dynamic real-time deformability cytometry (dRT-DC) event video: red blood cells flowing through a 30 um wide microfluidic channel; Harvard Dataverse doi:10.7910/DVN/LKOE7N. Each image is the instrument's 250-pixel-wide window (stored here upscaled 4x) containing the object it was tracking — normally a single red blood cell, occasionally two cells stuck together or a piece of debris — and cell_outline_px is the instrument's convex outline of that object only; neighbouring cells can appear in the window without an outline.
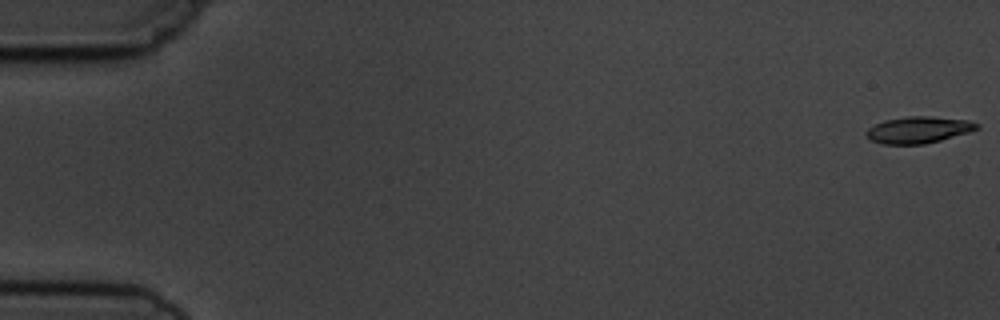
{"species": "common noctule bat (a hibernating species)", "species_latin": "Nyctalus noctula", "temperature_condition": "cold", "stored_images_in_passage": 5, "camera_frame_rate_fps": 3000, "um_per_image_px": 0.085, "animal": {"sex": "male", "body_mass_g": 19.5, "forearm_length_mm": 54.6}, "frame": {"image": 1, "passage_image": 1, "time_ms": 0.0, "image_size_px": [1000, 320], "cell_outline_px": [[980, 128], [968, 132], [940, 140], [924, 144], [880, 144], [872, 140], [864, 132], [868, 128], [884, 120], [908, 116], [928, 116], [968, 120], [980, 124]], "centroid_in_image_um": [78.07, 11.03], "position_along_channel_um": 6.9, "area_um2": 17.05}}
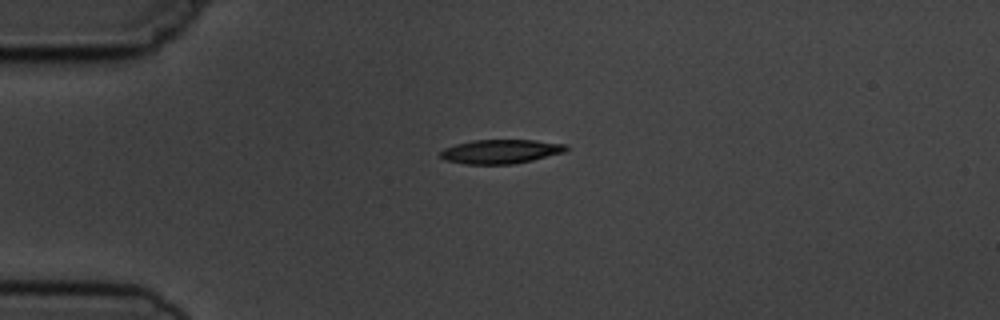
{"frame": {"image": 2, "passage_image": 4, "time_ms": 4.333, "image_size_px": [1000, 320], "cell_outline_px": [[568, 148], [564, 152], [516, 164], [464, 164], [444, 160], [440, 156], [440, 152], [444, 148], [456, 144], [472, 140], [536, 140], [568, 144]], "centroid_in_image_um": [42.56, 12.88], "position_along_channel_um": 42.4, "area_um2": 17.74}}